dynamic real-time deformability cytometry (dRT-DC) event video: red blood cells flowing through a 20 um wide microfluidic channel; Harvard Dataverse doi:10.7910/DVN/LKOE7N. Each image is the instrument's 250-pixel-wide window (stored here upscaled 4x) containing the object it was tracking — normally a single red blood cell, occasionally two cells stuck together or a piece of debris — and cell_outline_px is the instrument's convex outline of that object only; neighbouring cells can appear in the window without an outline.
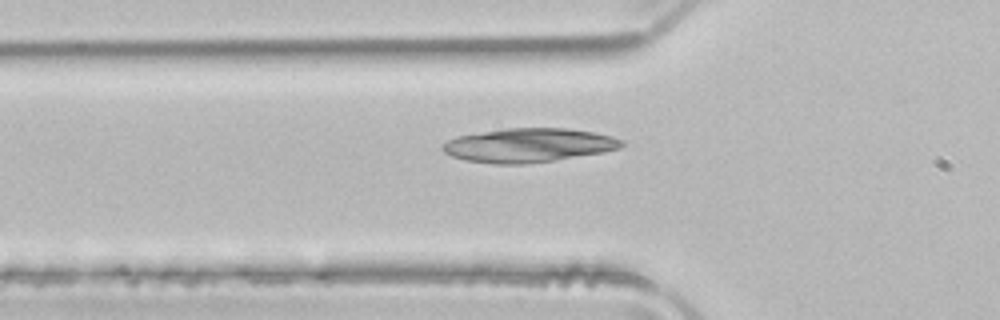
{"species": "common noctule bat (a hibernating species)", "species_latin": "Nyctalus noctula", "temperature_condition": "room temperature", "stored_images_in_passage": 41, "camera_frame_rate_fps": 3000, "um_per_image_px": 0.085, "animal": {"sex": "male", "body_mass_g": 21.5, "forearm_length_mm": 52.0}, "frame": {"image": 1, "passage_image": 12, "time_ms": 3.667, "image_size_px": [1000, 320], "cell_outline_px": [[624, 144], [620, 148], [604, 152], [552, 160], [524, 164], [492, 164], [464, 160], [452, 156], [444, 152], [440, 148], [448, 140], [456, 136], [504, 128], [568, 128], [592, 132], [612, 136], [624, 140]], "centroid_in_image_um": [44.91, 12.34], "position_along_channel_um": 80.9, "area_um2": 35.43}}
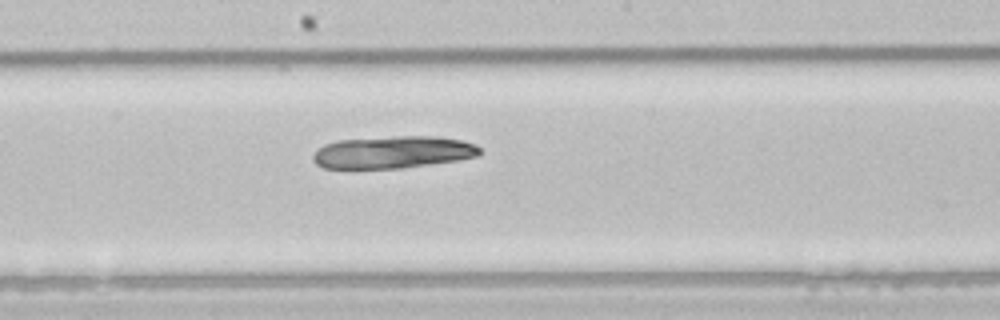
{"frame": {"image": 2, "passage_image": 22, "time_ms": 7.0, "image_size_px": [1000, 320], "cell_outline_px": [[484, 152], [480, 156], [460, 160], [400, 168], [324, 168], [316, 164], [312, 160], [312, 156], [316, 148], [324, 144], [336, 140], [392, 136], [440, 136], [464, 140], [476, 144]], "centroid_in_image_um": [33.44, 12.92], "position_along_channel_um": 214.8, "area_um2": 31.96}}
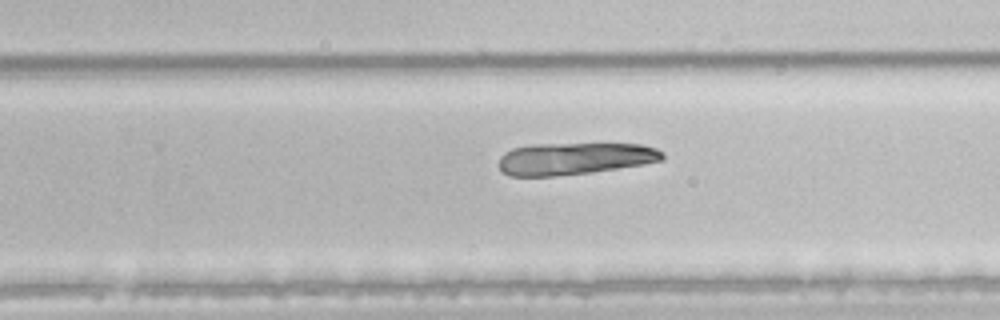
{"frame": {"image": 3, "passage_image": 27, "time_ms": 8.667, "image_size_px": [1000, 320], "cell_outline_px": [[664, 160], [644, 164], [592, 172], [552, 176], [508, 176], [500, 168], [500, 156], [504, 152], [512, 148], [532, 144], [640, 144], [656, 148], [664, 152]], "centroid_in_image_um": [48.85, 13.47], "position_along_channel_um": 281.0, "area_um2": 30.58}}